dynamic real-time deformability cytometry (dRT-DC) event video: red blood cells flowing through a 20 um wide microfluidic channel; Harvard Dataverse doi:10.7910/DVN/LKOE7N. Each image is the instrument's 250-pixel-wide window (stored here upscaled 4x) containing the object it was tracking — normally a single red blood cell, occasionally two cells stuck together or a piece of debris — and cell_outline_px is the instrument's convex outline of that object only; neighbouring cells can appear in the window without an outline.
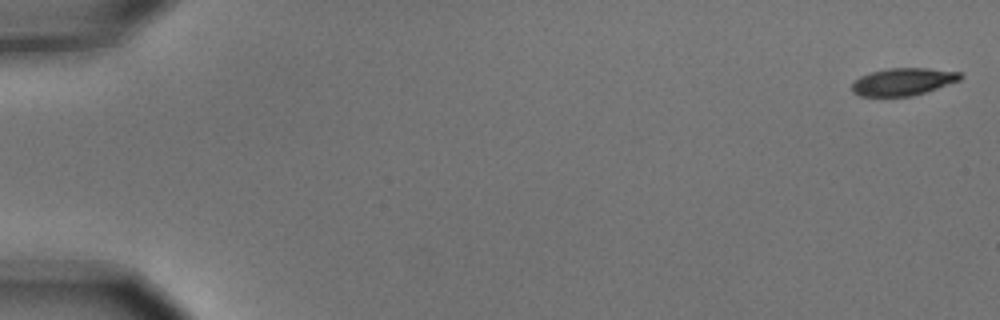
{"species": "common noctule bat (a hibernating species)", "species_latin": "Nyctalus noctula", "temperature_condition": "cold", "stored_images_in_passage": 7, "camera_frame_rate_fps": 3000, "um_per_image_px": 0.085, "animal": {"sex": "male", "body_mass_g": 15.6}, "frame": {"image": 1, "passage_image": 1, "time_ms": 0.0, "image_size_px": [1000, 320], "cell_outline_px": [[964, 76], [960, 80], [912, 96], [860, 96], [852, 92], [852, 84], [860, 76], [872, 72], [888, 68], [928, 68], [960, 72]], "centroid_in_image_um": [76.76, 6.94], "position_along_channel_um": 8.2, "area_um2": 17.17}}
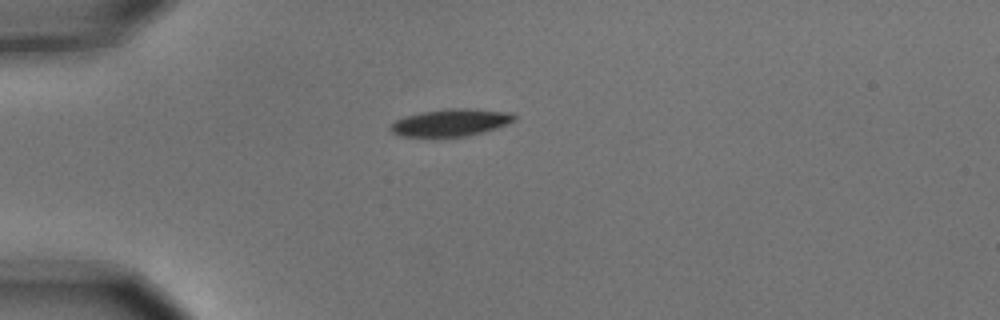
{"frame": {"image": 2, "passage_image": 5, "time_ms": 1.333, "image_size_px": [1000, 320], "cell_outline_px": [[516, 120], [480, 132], [464, 136], [400, 136], [392, 132], [388, 128], [396, 120], [404, 116], [420, 112], [448, 108], [468, 108], [512, 112], [516, 116]], "centroid_in_image_um": [38.28, 10.39], "position_along_channel_um": 46.7, "area_um2": 19.36}}
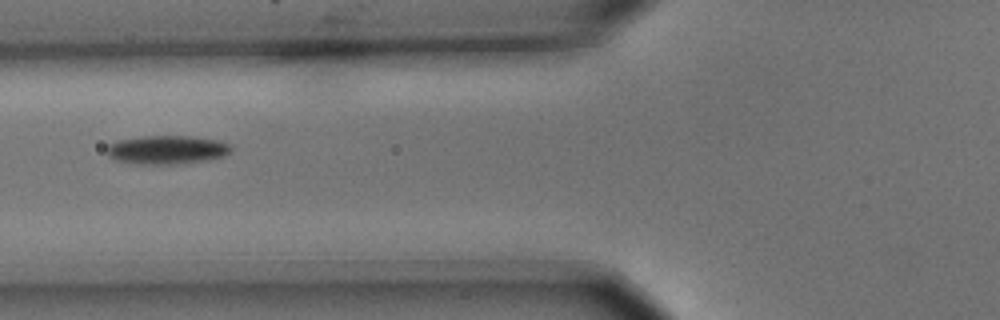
{"frame": {"image": 3, "passage_image": 7, "time_ms": 2.0, "image_size_px": [1000, 320], "cell_outline_px": [[232, 152], [224, 156], [208, 160], [184, 164], [140, 164], [116, 160], [108, 156], [108, 144], [116, 140], [144, 136], [192, 136], [220, 140], [228, 144], [232, 148]], "centroid_in_image_um": [14.23, 12.73], "position_along_channel_um": 111.6, "area_um2": 20.98}}